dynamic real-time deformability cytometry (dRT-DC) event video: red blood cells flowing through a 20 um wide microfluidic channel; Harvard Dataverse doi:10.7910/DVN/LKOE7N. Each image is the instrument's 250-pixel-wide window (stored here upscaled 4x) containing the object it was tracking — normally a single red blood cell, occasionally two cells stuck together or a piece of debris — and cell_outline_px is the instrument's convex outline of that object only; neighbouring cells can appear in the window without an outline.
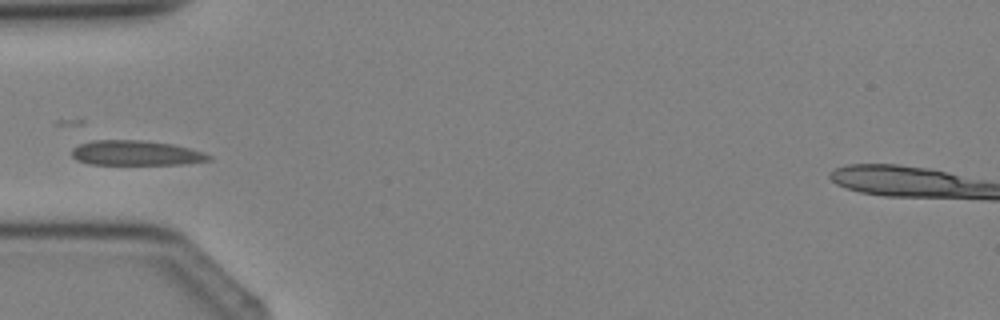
{"species": "Egyptian fruit bat (a non-hibernating species)", "species_latin": "Rousettus aegyptiacus", "temperature_condition": "cold", "stored_images_in_passage": 3, "camera_frame_rate_fps": 3000, "um_per_image_px": 0.085, "animal": {"sex": "female"}, "frame": {"image": 1, "passage_image": 3, "time_ms": 2.333, "image_size_px": [1000, 320], "cell_outline_px": [[212, 160], [184, 164], [88, 164], [76, 160], [72, 156], [72, 148], [80, 144], [92, 140], [144, 140], [172, 144], [204, 152], [212, 156]], "centroid_in_image_um": [11.56, 13.0], "position_along_channel_um": 73.4, "area_um2": 19.94}}